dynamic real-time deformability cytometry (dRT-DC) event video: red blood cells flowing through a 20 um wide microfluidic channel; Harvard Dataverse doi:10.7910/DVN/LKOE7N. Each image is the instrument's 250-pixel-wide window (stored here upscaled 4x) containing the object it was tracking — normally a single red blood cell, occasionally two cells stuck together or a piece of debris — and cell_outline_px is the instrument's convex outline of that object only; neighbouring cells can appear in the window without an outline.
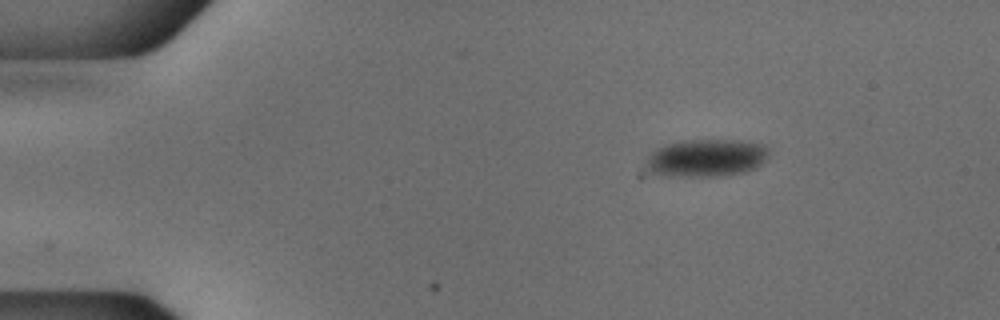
{"species": "common noctule bat (a hibernating species)", "species_latin": "Nyctalus noctula", "temperature_condition": "cold", "stored_images_in_passage": 47, "camera_frame_rate_fps": 3000, "um_per_image_px": 0.085, "animal": {"sex": "male", "body_mass_g": 18.8}, "frame": {"image": 1, "passage_image": 1, "time_ms": 0.0, "image_size_px": [1000, 320], "cell_outline_px": [[768, 156], [756, 168], [748, 172], [724, 176], [664, 176], [652, 172], [648, 168], [648, 156], [652, 152], [668, 144], [692, 140], [740, 140], [764, 144], [768, 148]], "centroid_in_image_um": [60.11, 13.44], "position_along_channel_um": 24.9, "area_um2": 26.76}}
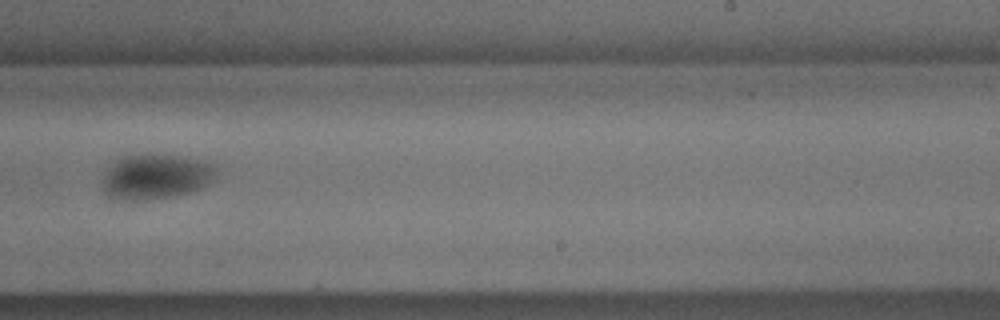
{"frame": {"image": 2, "passage_image": 27, "time_ms": 8.667, "image_size_px": [1000, 320], "cell_outline_px": [[216, 172], [212, 180], [200, 188], [176, 196], [144, 200], [124, 200], [108, 196], [104, 188], [104, 176], [108, 168], [116, 160], [124, 156], [148, 152], [184, 156], [212, 164], [216, 168]], "centroid_in_image_um": [13.24, 14.98], "position_along_channel_um": 275.8, "area_um2": 29.94}}
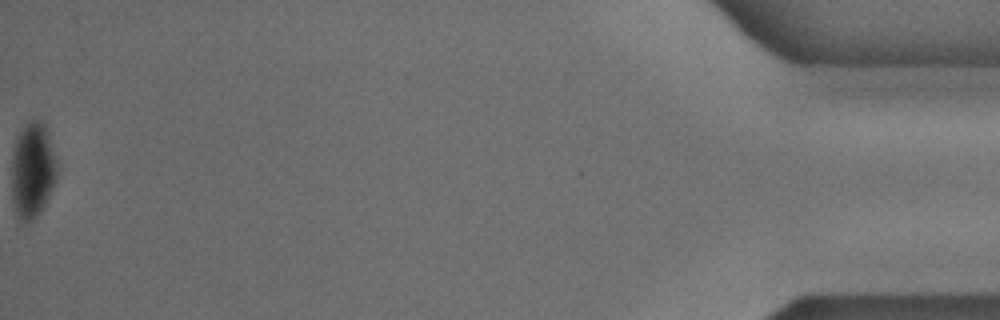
{"frame": {"image": 3, "passage_image": 47, "time_ms": 15.333, "image_size_px": [1000, 320], "cell_outline_px": [[56, 180], [44, 204], [36, 216], [32, 220], [20, 220], [16, 216], [12, 200], [12, 156], [16, 140], [24, 124], [28, 120], [40, 120], [44, 124], [56, 160]], "centroid_in_image_um": [2.74, 14.46], "position_along_channel_um": 432.5, "area_um2": 24.8}}